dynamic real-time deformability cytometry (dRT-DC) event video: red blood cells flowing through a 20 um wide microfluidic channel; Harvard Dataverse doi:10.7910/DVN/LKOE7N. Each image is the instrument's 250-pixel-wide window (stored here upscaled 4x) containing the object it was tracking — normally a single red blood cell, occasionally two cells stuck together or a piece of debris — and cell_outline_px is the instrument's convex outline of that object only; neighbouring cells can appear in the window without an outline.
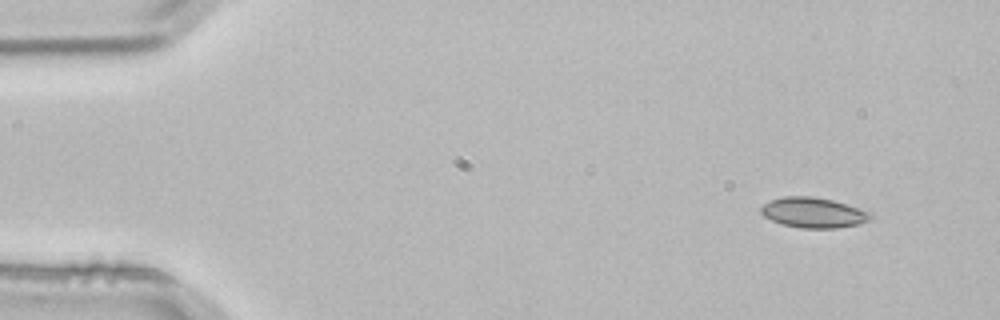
{"species": "common noctule bat (a hibernating species)", "species_latin": "Nyctalus noctula", "temperature_condition": "room temperature", "stored_images_in_passage": 2, "camera_frame_rate_fps": 3000, "um_per_image_px": 0.085, "animal": {"sex": "male", "body_mass_g": 21.5, "forearm_length_mm": 52.0}, "frame": {"image": 1, "passage_image": 1, "time_ms": 0.0, "image_size_px": [1000, 320], "cell_outline_px": [[876, 216], [860, 224], [836, 228], [800, 228], [780, 224], [764, 216], [760, 212], [760, 208], [764, 204], [772, 200], [784, 196], [812, 196], [832, 200], [872, 212]], "centroid_in_image_um": [69.16, 18.08], "position_along_channel_um": 15.8, "area_um2": 19.42}}